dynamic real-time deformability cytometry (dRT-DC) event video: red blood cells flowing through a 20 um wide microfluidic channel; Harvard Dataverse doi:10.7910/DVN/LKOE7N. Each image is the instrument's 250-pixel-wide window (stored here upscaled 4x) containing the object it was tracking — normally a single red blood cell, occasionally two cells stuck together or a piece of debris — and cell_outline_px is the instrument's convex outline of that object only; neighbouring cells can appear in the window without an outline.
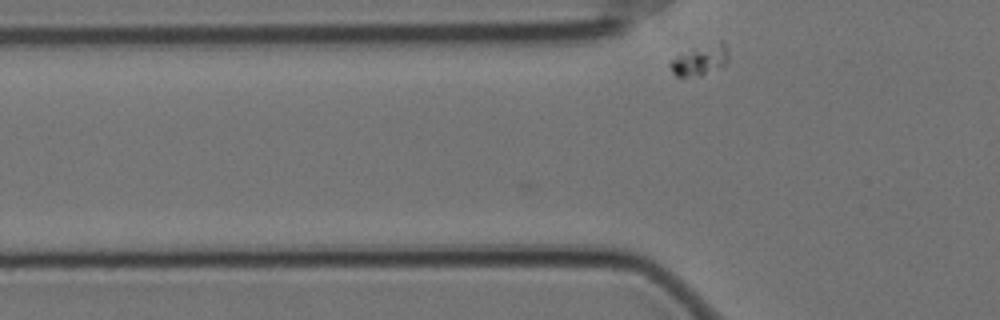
{"species": "Egyptian fruit bat (a non-hibernating species)", "species_latin": "Rousettus aegyptiacus", "temperature_condition": "cold", "stored_images_in_passage": 2, "camera_frame_rate_fps": 3000, "um_per_image_px": 0.085, "animal": {"sex": "female"}, "frame": {"image": 1, "passage_image": 2, "time_ms": 0.333, "image_size_px": [1000, 320], "cell_outline_px": [[728, 60], [724, 64], [700, 76], [676, 76], [672, 72], [668, 64], [676, 56], [692, 48], [720, 40], [724, 40], [728, 56]], "centroid_in_image_um": [59.49, 5.08], "position_along_channel_um": 66.3, "area_um2": 10.29}}